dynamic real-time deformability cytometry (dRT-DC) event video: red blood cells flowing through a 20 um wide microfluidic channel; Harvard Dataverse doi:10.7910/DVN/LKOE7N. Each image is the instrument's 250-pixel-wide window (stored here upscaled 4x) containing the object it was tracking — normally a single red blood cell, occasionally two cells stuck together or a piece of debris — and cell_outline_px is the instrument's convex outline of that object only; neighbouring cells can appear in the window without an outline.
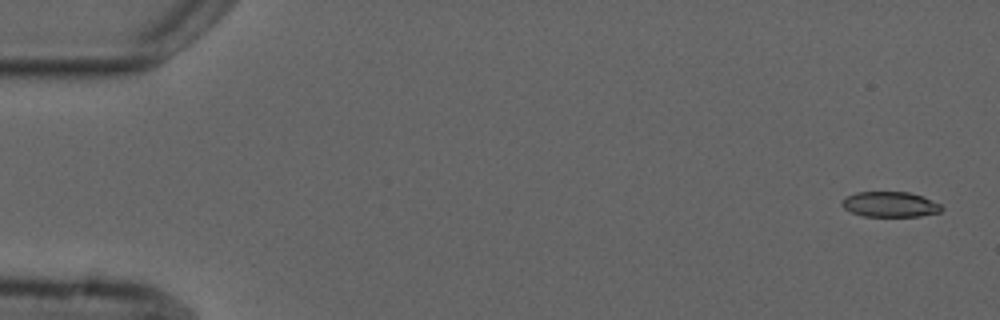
{"species": "common noctule bat (a hibernating species)", "species_latin": "Nyctalus noctula", "temperature_condition": "cold", "stored_images_in_passage": 9, "camera_frame_rate_fps": 3000, "um_per_image_px": 0.085, "animal": {"sex": "male", "forearm_length_mm": 52.5}, "frame": {"image": 1, "passage_image": 1, "time_ms": 0.0, "image_size_px": [1000, 320], "cell_outline_px": [[944, 208], [940, 212], [920, 216], [864, 216], [852, 212], [844, 208], [840, 204], [848, 196], [856, 192], [908, 192], [924, 196], [940, 204]], "centroid_in_image_um": [75.69, 17.37], "position_along_channel_um": 9.3, "area_um2": 14.62}}
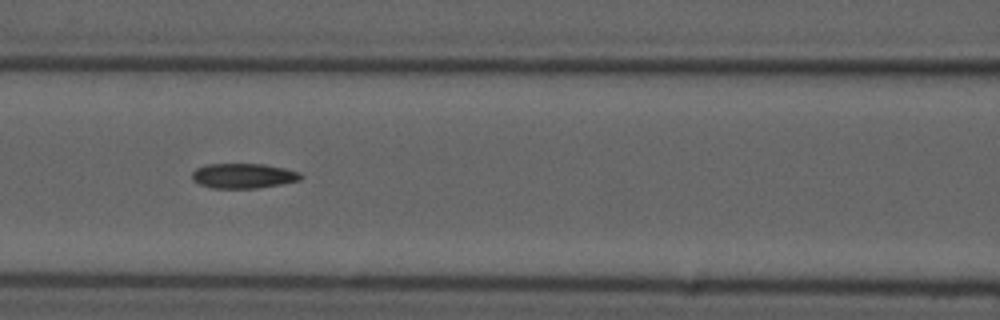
{"frame": {"image": 2, "passage_image": 6, "time_ms": 7.333, "image_size_px": [1000, 320], "cell_outline_px": [[304, 176], [300, 180], [280, 184], [256, 188], [212, 188], [200, 184], [192, 180], [192, 172], [196, 168], [208, 164], [264, 164], [284, 168], [300, 172]], "centroid_in_image_um": [20.69, 14.94], "position_along_channel_um": 145.9, "area_um2": 15.78}}
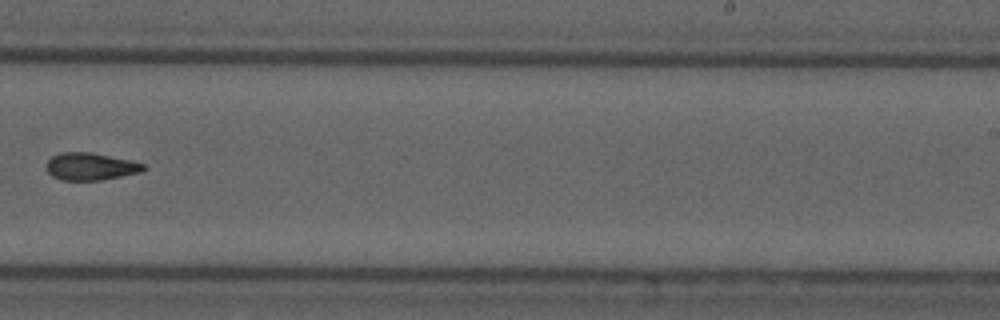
{"frame": {"image": 3, "passage_image": 9, "time_ms": 11.0, "image_size_px": [1000, 320], "cell_outline_px": [[148, 168], [140, 172], [100, 180], [60, 180], [52, 176], [48, 172], [48, 160], [52, 156], [60, 152], [92, 152], [132, 160], [144, 164]], "centroid_in_image_um": [7.72, 14.14], "position_along_channel_um": 281.3, "area_um2": 15.49}}